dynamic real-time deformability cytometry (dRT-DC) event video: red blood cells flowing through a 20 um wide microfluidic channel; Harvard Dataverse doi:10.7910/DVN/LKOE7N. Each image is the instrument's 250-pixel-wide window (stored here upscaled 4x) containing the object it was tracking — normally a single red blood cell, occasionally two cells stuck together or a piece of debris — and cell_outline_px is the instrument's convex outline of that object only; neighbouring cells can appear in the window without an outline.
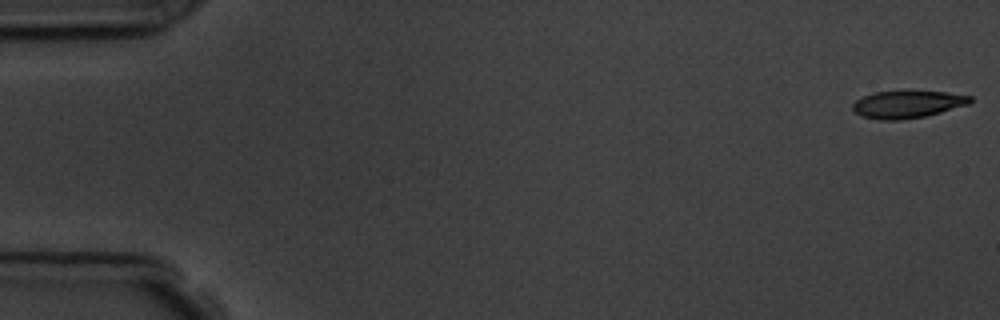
{"species": "common noctule bat (a hibernating species)", "species_latin": "Nyctalus noctula", "temperature_condition": "room temperature", "stored_images_in_passage": 5, "camera_frame_rate_fps": 3000, "um_per_image_px": 0.085, "animal": {"sex": "male", "body_mass_g": 19.5, "forearm_length_mm": 54.6}, "frame": {"image": 1, "passage_image": 1, "time_ms": 0.0, "image_size_px": [1000, 320], "cell_outline_px": [[972, 100], [968, 104], [940, 112], [924, 116], [900, 120], [880, 120], [860, 116], [852, 108], [852, 104], [856, 100], [872, 92], [944, 92], [972, 96]], "centroid_in_image_um": [77.09, 8.88], "position_along_channel_um": 7.9, "area_um2": 18.38}}
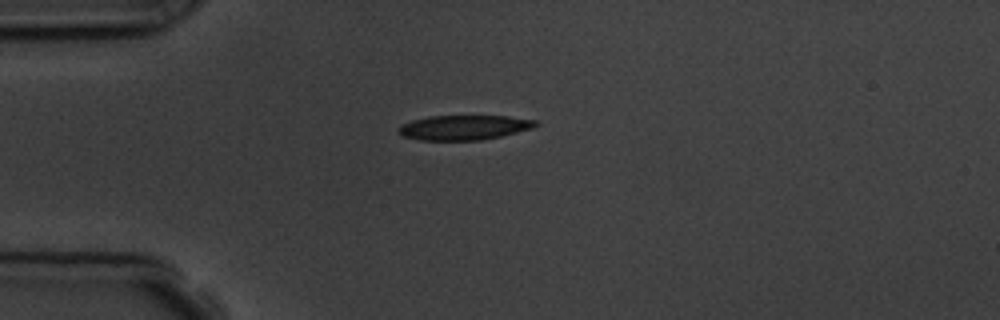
{"frame": {"image": 2, "passage_image": 4, "time_ms": 4.333, "image_size_px": [1000, 320], "cell_outline_px": [[540, 124], [532, 128], [500, 136], [480, 140], [420, 140], [400, 136], [396, 132], [396, 128], [400, 124], [412, 120], [428, 116], [508, 116], [536, 120]], "centroid_in_image_um": [39.36, 10.83], "position_along_channel_um": 45.6, "area_um2": 19.94}}